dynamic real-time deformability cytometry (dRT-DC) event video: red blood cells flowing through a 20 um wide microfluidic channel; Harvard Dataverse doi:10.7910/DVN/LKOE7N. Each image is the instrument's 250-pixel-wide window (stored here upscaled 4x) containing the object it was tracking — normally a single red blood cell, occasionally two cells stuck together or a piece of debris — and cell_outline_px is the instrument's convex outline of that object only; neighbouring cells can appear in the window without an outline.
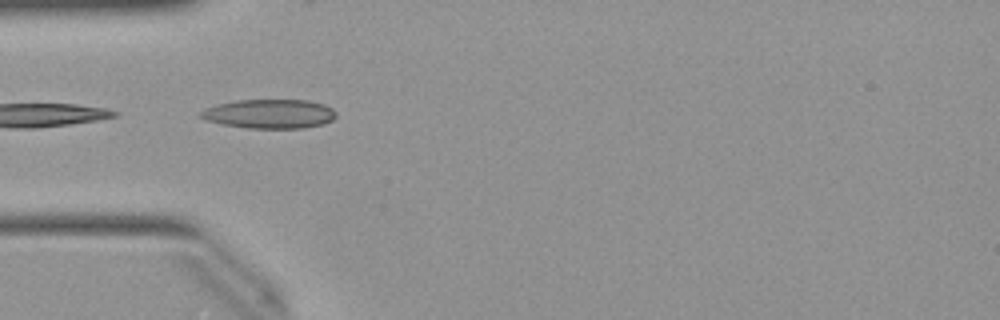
{"species": "Egyptian fruit bat (a non-hibernating species)", "species_latin": "Rousettus aegyptiacus", "temperature_condition": "warm", "stored_images_in_passage": 31, "camera_frame_rate_fps": 3000, "um_per_image_px": 0.085, "animal": {"sex": "female"}, "frame": {"image": 1, "passage_image": 10, "time_ms": 3.0, "image_size_px": [1000, 320], "cell_outline_px": [[336, 116], [332, 120], [324, 124], [304, 128], [248, 128], [224, 124], [204, 120], [196, 116], [204, 108], [236, 100], [308, 100], [324, 104], [332, 108], [336, 112]], "centroid_in_image_um": [22.9, 9.68], "position_along_channel_um": 62.1, "area_um2": 23.12}}